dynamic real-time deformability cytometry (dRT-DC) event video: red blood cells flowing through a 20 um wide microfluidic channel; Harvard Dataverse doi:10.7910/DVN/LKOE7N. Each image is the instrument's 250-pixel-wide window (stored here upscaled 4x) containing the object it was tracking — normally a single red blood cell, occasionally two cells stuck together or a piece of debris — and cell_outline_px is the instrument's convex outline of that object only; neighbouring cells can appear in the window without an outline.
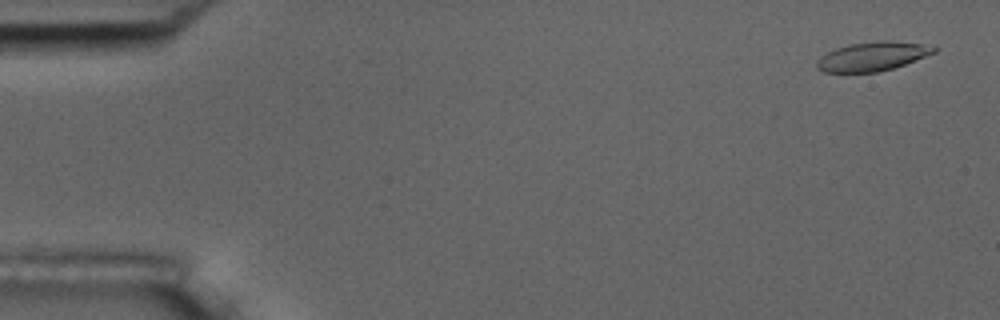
{"species": "common noctule bat (a hibernating species)", "species_latin": "Nyctalus noctula", "temperature_condition": "room temperature", "stored_images_in_passage": 5, "segment_of_instrument_passage": [2, 2], "camera_frame_rate_fps": 3000, "um_per_image_px": 0.085, "animal": {"sex": "male", "body_mass_g": 17.5, "forearm_length_mm": 52.3}, "frame": {"image": 1, "passage_image": 5, "time_ms": 5.333, "image_size_px": [1000, 320], "cell_outline_px": [[936, 52], [904, 64], [892, 68], [876, 72], [824, 72], [816, 68], [816, 60], [820, 56], [836, 48], [848, 44], [880, 40], [888, 40], [920, 44], [936, 48]], "centroid_in_image_um": [74.09, 4.79], "position_along_channel_um": 10.9, "area_um2": 19.59}}